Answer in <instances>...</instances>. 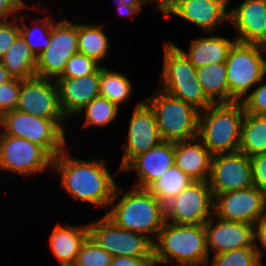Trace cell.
Instances as JSON below:
<instances>
[{"label": "cell", "instance_id": "1", "mask_svg": "<svg viewBox=\"0 0 266 266\" xmlns=\"http://www.w3.org/2000/svg\"><path fill=\"white\" fill-rule=\"evenodd\" d=\"M67 149L53 159L52 169L61 176V187L72 199L108 209L118 185L105 159L71 158Z\"/></svg>", "mask_w": 266, "mask_h": 266}, {"label": "cell", "instance_id": "2", "mask_svg": "<svg viewBox=\"0 0 266 266\" xmlns=\"http://www.w3.org/2000/svg\"><path fill=\"white\" fill-rule=\"evenodd\" d=\"M122 192L118 185L105 216L116 226L143 234L154 242L166 221L165 206L147 189L132 187L124 195Z\"/></svg>", "mask_w": 266, "mask_h": 266}, {"label": "cell", "instance_id": "3", "mask_svg": "<svg viewBox=\"0 0 266 266\" xmlns=\"http://www.w3.org/2000/svg\"><path fill=\"white\" fill-rule=\"evenodd\" d=\"M153 247L155 265L173 262L176 266H206L210 259L204 225H178L165 221Z\"/></svg>", "mask_w": 266, "mask_h": 266}, {"label": "cell", "instance_id": "4", "mask_svg": "<svg viewBox=\"0 0 266 266\" xmlns=\"http://www.w3.org/2000/svg\"><path fill=\"white\" fill-rule=\"evenodd\" d=\"M244 115L242 102L212 104L200 112L198 138L212 156L238 151Z\"/></svg>", "mask_w": 266, "mask_h": 266}, {"label": "cell", "instance_id": "5", "mask_svg": "<svg viewBox=\"0 0 266 266\" xmlns=\"http://www.w3.org/2000/svg\"><path fill=\"white\" fill-rule=\"evenodd\" d=\"M159 89L194 106L200 112L213 103L205 96L197 69L173 42L164 45Z\"/></svg>", "mask_w": 266, "mask_h": 266}, {"label": "cell", "instance_id": "6", "mask_svg": "<svg viewBox=\"0 0 266 266\" xmlns=\"http://www.w3.org/2000/svg\"><path fill=\"white\" fill-rule=\"evenodd\" d=\"M151 96H144V101L155 114L163 141L175 143L198 137L199 110L160 89Z\"/></svg>", "mask_w": 266, "mask_h": 266}, {"label": "cell", "instance_id": "7", "mask_svg": "<svg viewBox=\"0 0 266 266\" xmlns=\"http://www.w3.org/2000/svg\"><path fill=\"white\" fill-rule=\"evenodd\" d=\"M262 45L235 42L226 59L229 103L242 102L264 76Z\"/></svg>", "mask_w": 266, "mask_h": 266}, {"label": "cell", "instance_id": "8", "mask_svg": "<svg viewBox=\"0 0 266 266\" xmlns=\"http://www.w3.org/2000/svg\"><path fill=\"white\" fill-rule=\"evenodd\" d=\"M1 134L25 138L42 146L53 158L67 146L64 131L52 120L21 112L17 109L1 116Z\"/></svg>", "mask_w": 266, "mask_h": 266}, {"label": "cell", "instance_id": "9", "mask_svg": "<svg viewBox=\"0 0 266 266\" xmlns=\"http://www.w3.org/2000/svg\"><path fill=\"white\" fill-rule=\"evenodd\" d=\"M89 237L112 257L154 258L153 241L116 226L105 215L88 225Z\"/></svg>", "mask_w": 266, "mask_h": 266}, {"label": "cell", "instance_id": "10", "mask_svg": "<svg viewBox=\"0 0 266 266\" xmlns=\"http://www.w3.org/2000/svg\"><path fill=\"white\" fill-rule=\"evenodd\" d=\"M53 157L42 147L25 138L0 134V169L21 177L53 167Z\"/></svg>", "mask_w": 266, "mask_h": 266}, {"label": "cell", "instance_id": "11", "mask_svg": "<svg viewBox=\"0 0 266 266\" xmlns=\"http://www.w3.org/2000/svg\"><path fill=\"white\" fill-rule=\"evenodd\" d=\"M78 53V24L67 19L55 21L49 46L37 57L36 76L57 80L66 63Z\"/></svg>", "mask_w": 266, "mask_h": 266}, {"label": "cell", "instance_id": "12", "mask_svg": "<svg viewBox=\"0 0 266 266\" xmlns=\"http://www.w3.org/2000/svg\"><path fill=\"white\" fill-rule=\"evenodd\" d=\"M213 206L208 181H193L165 206V220L178 225H204L213 216Z\"/></svg>", "mask_w": 266, "mask_h": 266}, {"label": "cell", "instance_id": "13", "mask_svg": "<svg viewBox=\"0 0 266 266\" xmlns=\"http://www.w3.org/2000/svg\"><path fill=\"white\" fill-rule=\"evenodd\" d=\"M16 109L44 119H52L65 132L66 126L63 125L66 117L60 108L56 80L37 76L30 79H21V89Z\"/></svg>", "mask_w": 266, "mask_h": 266}, {"label": "cell", "instance_id": "14", "mask_svg": "<svg viewBox=\"0 0 266 266\" xmlns=\"http://www.w3.org/2000/svg\"><path fill=\"white\" fill-rule=\"evenodd\" d=\"M266 214V194L256 186L214 197L213 215L225 221L254 225Z\"/></svg>", "mask_w": 266, "mask_h": 266}, {"label": "cell", "instance_id": "15", "mask_svg": "<svg viewBox=\"0 0 266 266\" xmlns=\"http://www.w3.org/2000/svg\"><path fill=\"white\" fill-rule=\"evenodd\" d=\"M208 183L213 197L252 187L250 157L239 151L213 156Z\"/></svg>", "mask_w": 266, "mask_h": 266}, {"label": "cell", "instance_id": "16", "mask_svg": "<svg viewBox=\"0 0 266 266\" xmlns=\"http://www.w3.org/2000/svg\"><path fill=\"white\" fill-rule=\"evenodd\" d=\"M127 141L122 145L124 155L119 166L122 170L138 155L147 152L163 140L161 138L156 117L150 106L144 101L136 103L130 117Z\"/></svg>", "mask_w": 266, "mask_h": 266}, {"label": "cell", "instance_id": "17", "mask_svg": "<svg viewBox=\"0 0 266 266\" xmlns=\"http://www.w3.org/2000/svg\"><path fill=\"white\" fill-rule=\"evenodd\" d=\"M229 1L177 0L164 16L167 17L173 14V16L200 27L203 32L212 34L219 28V25L229 22V9H227Z\"/></svg>", "mask_w": 266, "mask_h": 266}, {"label": "cell", "instance_id": "18", "mask_svg": "<svg viewBox=\"0 0 266 266\" xmlns=\"http://www.w3.org/2000/svg\"><path fill=\"white\" fill-rule=\"evenodd\" d=\"M214 218L213 215L204 224L209 255L210 248L214 254H220L243 247H255L253 225L219 218L216 223Z\"/></svg>", "mask_w": 266, "mask_h": 266}, {"label": "cell", "instance_id": "19", "mask_svg": "<svg viewBox=\"0 0 266 266\" xmlns=\"http://www.w3.org/2000/svg\"><path fill=\"white\" fill-rule=\"evenodd\" d=\"M175 165V143L162 141L147 152L135 157L123 170L137 172L133 187L148 189L157 179Z\"/></svg>", "mask_w": 266, "mask_h": 266}, {"label": "cell", "instance_id": "20", "mask_svg": "<svg viewBox=\"0 0 266 266\" xmlns=\"http://www.w3.org/2000/svg\"><path fill=\"white\" fill-rule=\"evenodd\" d=\"M229 23L238 31L237 42L266 44V0H243L230 9Z\"/></svg>", "mask_w": 266, "mask_h": 266}, {"label": "cell", "instance_id": "21", "mask_svg": "<svg viewBox=\"0 0 266 266\" xmlns=\"http://www.w3.org/2000/svg\"><path fill=\"white\" fill-rule=\"evenodd\" d=\"M59 104L63 115H80V111L99 94V70L79 78H58Z\"/></svg>", "mask_w": 266, "mask_h": 266}, {"label": "cell", "instance_id": "22", "mask_svg": "<svg viewBox=\"0 0 266 266\" xmlns=\"http://www.w3.org/2000/svg\"><path fill=\"white\" fill-rule=\"evenodd\" d=\"M212 157L198 137L175 142V165L194 181H208Z\"/></svg>", "mask_w": 266, "mask_h": 266}, {"label": "cell", "instance_id": "23", "mask_svg": "<svg viewBox=\"0 0 266 266\" xmlns=\"http://www.w3.org/2000/svg\"><path fill=\"white\" fill-rule=\"evenodd\" d=\"M58 223L49 237V246L60 264L75 262L80 248L89 236L87 225L72 226Z\"/></svg>", "mask_w": 266, "mask_h": 266}, {"label": "cell", "instance_id": "24", "mask_svg": "<svg viewBox=\"0 0 266 266\" xmlns=\"http://www.w3.org/2000/svg\"><path fill=\"white\" fill-rule=\"evenodd\" d=\"M236 42L222 36H202L191 41L188 51L178 47L196 69L213 63L226 62L230 48Z\"/></svg>", "mask_w": 266, "mask_h": 266}, {"label": "cell", "instance_id": "25", "mask_svg": "<svg viewBox=\"0 0 266 266\" xmlns=\"http://www.w3.org/2000/svg\"><path fill=\"white\" fill-rule=\"evenodd\" d=\"M0 62L14 78L24 80L36 76L37 57L21 35L16 38Z\"/></svg>", "mask_w": 266, "mask_h": 266}, {"label": "cell", "instance_id": "26", "mask_svg": "<svg viewBox=\"0 0 266 266\" xmlns=\"http://www.w3.org/2000/svg\"><path fill=\"white\" fill-rule=\"evenodd\" d=\"M225 62L197 69V78L205 96L213 103H229V86Z\"/></svg>", "mask_w": 266, "mask_h": 266}, {"label": "cell", "instance_id": "27", "mask_svg": "<svg viewBox=\"0 0 266 266\" xmlns=\"http://www.w3.org/2000/svg\"><path fill=\"white\" fill-rule=\"evenodd\" d=\"M238 151L248 157L266 152V115H244Z\"/></svg>", "mask_w": 266, "mask_h": 266}, {"label": "cell", "instance_id": "28", "mask_svg": "<svg viewBox=\"0 0 266 266\" xmlns=\"http://www.w3.org/2000/svg\"><path fill=\"white\" fill-rule=\"evenodd\" d=\"M100 24H78V52L101 63L110 48L109 39Z\"/></svg>", "mask_w": 266, "mask_h": 266}, {"label": "cell", "instance_id": "29", "mask_svg": "<svg viewBox=\"0 0 266 266\" xmlns=\"http://www.w3.org/2000/svg\"><path fill=\"white\" fill-rule=\"evenodd\" d=\"M132 86L130 79L122 73L113 72L105 66L99 69V94L118 108L129 100L133 91Z\"/></svg>", "mask_w": 266, "mask_h": 266}, {"label": "cell", "instance_id": "30", "mask_svg": "<svg viewBox=\"0 0 266 266\" xmlns=\"http://www.w3.org/2000/svg\"><path fill=\"white\" fill-rule=\"evenodd\" d=\"M193 181L194 180L186 175L180 168L174 165L147 190L166 206Z\"/></svg>", "mask_w": 266, "mask_h": 266}, {"label": "cell", "instance_id": "31", "mask_svg": "<svg viewBox=\"0 0 266 266\" xmlns=\"http://www.w3.org/2000/svg\"><path fill=\"white\" fill-rule=\"evenodd\" d=\"M20 35L29 46L33 54L38 57L51 42V29L55 22L51 18H32L31 26L25 23V18L20 16L18 19ZM40 25V26H39Z\"/></svg>", "mask_w": 266, "mask_h": 266}, {"label": "cell", "instance_id": "32", "mask_svg": "<svg viewBox=\"0 0 266 266\" xmlns=\"http://www.w3.org/2000/svg\"><path fill=\"white\" fill-rule=\"evenodd\" d=\"M119 108L108 99L98 96L92 99L80 113H85L84 127L104 128L116 120Z\"/></svg>", "mask_w": 266, "mask_h": 266}, {"label": "cell", "instance_id": "33", "mask_svg": "<svg viewBox=\"0 0 266 266\" xmlns=\"http://www.w3.org/2000/svg\"><path fill=\"white\" fill-rule=\"evenodd\" d=\"M254 246L214 254L211 264L212 266H262L263 250L256 242Z\"/></svg>", "mask_w": 266, "mask_h": 266}, {"label": "cell", "instance_id": "34", "mask_svg": "<svg viewBox=\"0 0 266 266\" xmlns=\"http://www.w3.org/2000/svg\"><path fill=\"white\" fill-rule=\"evenodd\" d=\"M112 256L89 236L82 244L75 263L78 266H109Z\"/></svg>", "mask_w": 266, "mask_h": 266}, {"label": "cell", "instance_id": "35", "mask_svg": "<svg viewBox=\"0 0 266 266\" xmlns=\"http://www.w3.org/2000/svg\"><path fill=\"white\" fill-rule=\"evenodd\" d=\"M102 65L82 53L74 54L66 63L64 72L59 78H79L96 73Z\"/></svg>", "mask_w": 266, "mask_h": 266}, {"label": "cell", "instance_id": "36", "mask_svg": "<svg viewBox=\"0 0 266 266\" xmlns=\"http://www.w3.org/2000/svg\"><path fill=\"white\" fill-rule=\"evenodd\" d=\"M21 79L13 78L0 85V115L13 111L18 106Z\"/></svg>", "mask_w": 266, "mask_h": 266}, {"label": "cell", "instance_id": "37", "mask_svg": "<svg viewBox=\"0 0 266 266\" xmlns=\"http://www.w3.org/2000/svg\"><path fill=\"white\" fill-rule=\"evenodd\" d=\"M264 81L266 77L242 100L246 113L266 115V83Z\"/></svg>", "mask_w": 266, "mask_h": 266}, {"label": "cell", "instance_id": "38", "mask_svg": "<svg viewBox=\"0 0 266 266\" xmlns=\"http://www.w3.org/2000/svg\"><path fill=\"white\" fill-rule=\"evenodd\" d=\"M15 19L0 22V59L20 35L19 24Z\"/></svg>", "mask_w": 266, "mask_h": 266}, {"label": "cell", "instance_id": "39", "mask_svg": "<svg viewBox=\"0 0 266 266\" xmlns=\"http://www.w3.org/2000/svg\"><path fill=\"white\" fill-rule=\"evenodd\" d=\"M253 186L266 194V152L250 157Z\"/></svg>", "mask_w": 266, "mask_h": 266}, {"label": "cell", "instance_id": "40", "mask_svg": "<svg viewBox=\"0 0 266 266\" xmlns=\"http://www.w3.org/2000/svg\"><path fill=\"white\" fill-rule=\"evenodd\" d=\"M154 258L112 257L109 266H154Z\"/></svg>", "mask_w": 266, "mask_h": 266}, {"label": "cell", "instance_id": "41", "mask_svg": "<svg viewBox=\"0 0 266 266\" xmlns=\"http://www.w3.org/2000/svg\"><path fill=\"white\" fill-rule=\"evenodd\" d=\"M22 10L23 8L16 0H0V22L14 19L12 17L16 18Z\"/></svg>", "mask_w": 266, "mask_h": 266}, {"label": "cell", "instance_id": "42", "mask_svg": "<svg viewBox=\"0 0 266 266\" xmlns=\"http://www.w3.org/2000/svg\"><path fill=\"white\" fill-rule=\"evenodd\" d=\"M253 238L254 242L258 239L260 245L266 252V214L263 215L254 225H253Z\"/></svg>", "mask_w": 266, "mask_h": 266}, {"label": "cell", "instance_id": "43", "mask_svg": "<svg viewBox=\"0 0 266 266\" xmlns=\"http://www.w3.org/2000/svg\"><path fill=\"white\" fill-rule=\"evenodd\" d=\"M147 4L153 3L156 8L165 15L166 12L177 2V0H146Z\"/></svg>", "mask_w": 266, "mask_h": 266}, {"label": "cell", "instance_id": "44", "mask_svg": "<svg viewBox=\"0 0 266 266\" xmlns=\"http://www.w3.org/2000/svg\"><path fill=\"white\" fill-rule=\"evenodd\" d=\"M117 7V13L119 16H133L140 14L142 11L137 5H119Z\"/></svg>", "mask_w": 266, "mask_h": 266}, {"label": "cell", "instance_id": "45", "mask_svg": "<svg viewBox=\"0 0 266 266\" xmlns=\"http://www.w3.org/2000/svg\"><path fill=\"white\" fill-rule=\"evenodd\" d=\"M117 6L121 5H137L142 10V5H147L146 0H115Z\"/></svg>", "mask_w": 266, "mask_h": 266}, {"label": "cell", "instance_id": "46", "mask_svg": "<svg viewBox=\"0 0 266 266\" xmlns=\"http://www.w3.org/2000/svg\"><path fill=\"white\" fill-rule=\"evenodd\" d=\"M14 77L7 71L4 65L0 62V85L5 82H9Z\"/></svg>", "mask_w": 266, "mask_h": 266}, {"label": "cell", "instance_id": "47", "mask_svg": "<svg viewBox=\"0 0 266 266\" xmlns=\"http://www.w3.org/2000/svg\"><path fill=\"white\" fill-rule=\"evenodd\" d=\"M262 54L266 55V44L262 45ZM263 60H264V76L266 77V59L264 58Z\"/></svg>", "mask_w": 266, "mask_h": 266}, {"label": "cell", "instance_id": "48", "mask_svg": "<svg viewBox=\"0 0 266 266\" xmlns=\"http://www.w3.org/2000/svg\"><path fill=\"white\" fill-rule=\"evenodd\" d=\"M18 2V4L23 8H27L28 5H26V1L25 0H16Z\"/></svg>", "mask_w": 266, "mask_h": 266}, {"label": "cell", "instance_id": "49", "mask_svg": "<svg viewBox=\"0 0 266 266\" xmlns=\"http://www.w3.org/2000/svg\"><path fill=\"white\" fill-rule=\"evenodd\" d=\"M59 266H78V265L75 262H73V263L60 264Z\"/></svg>", "mask_w": 266, "mask_h": 266}]
</instances>
